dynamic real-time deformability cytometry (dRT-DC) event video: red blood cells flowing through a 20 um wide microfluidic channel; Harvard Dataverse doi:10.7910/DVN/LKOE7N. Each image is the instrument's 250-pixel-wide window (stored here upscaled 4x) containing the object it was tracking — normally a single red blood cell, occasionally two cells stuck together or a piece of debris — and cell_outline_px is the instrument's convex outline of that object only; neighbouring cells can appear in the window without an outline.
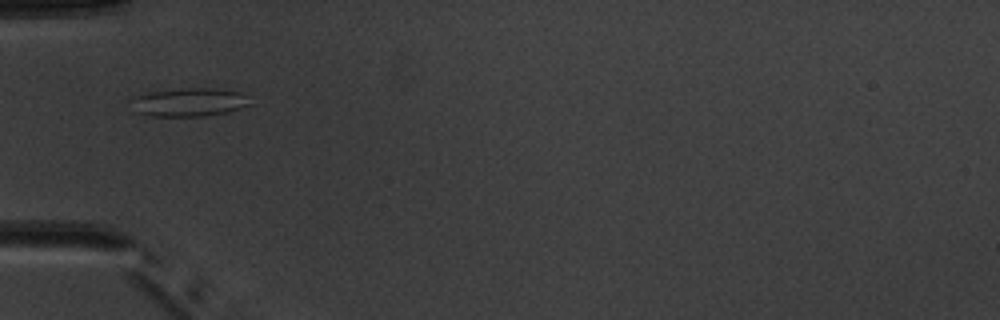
{"species": "common noctule bat (a hibernating species)", "species_latin": "Nyctalus noctula", "temperature_condition": "warm", "stored_images_in_passage": 4, "camera_frame_rate_fps": 3000, "um_per_image_px": 0.085, "animal": {"sex": "male", "body_mass_g": 20.1, "forearm_length_mm": 53.5}, "frame": {"image": 1, "passage_image": 1, "time_ms": 0.0, "image_size_px": [1000, 320], "cell_outline_px": [[252, 104], [228, 112], [204, 116], [152, 116], [136, 112], [132, 100], [136, 96], [152, 92], [188, 88], [216, 88], [240, 92]], "centroid_in_image_um": [16.11, 8.69], "position_along_channel_um": 68.9, "area_um2": 19.31}}
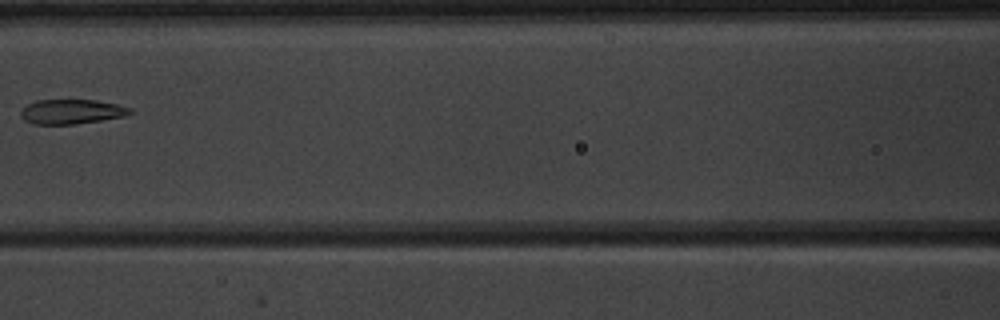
{"frame": {"image": 2, "passage_image": 3, "time_ms": 2.333, "image_size_px": [1000, 320], "cell_outline_px": [[132, 112], [124, 116], [76, 124], [32, 124], [24, 120], [20, 116], [20, 112], [28, 104], [36, 100], [96, 100], [116, 104], [132, 108]], "centroid_in_image_um": [6.06, 9.49], "position_along_channel_um": 160.5, "area_um2": 15.61}}
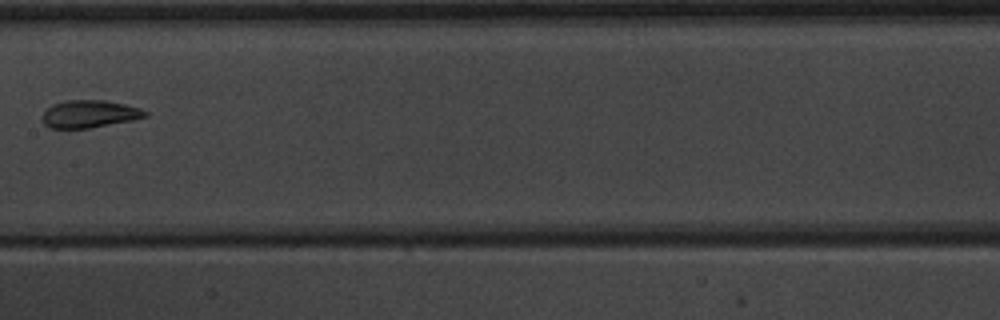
{"frame": {"image": 3, "passage_image": 4, "time_ms": 3.333, "image_size_px": [1000, 320], "cell_outline_px": [[148, 116], [132, 120], [88, 128], [48, 128], [44, 124], [40, 116], [52, 104], [68, 100], [104, 100], [124, 104], [140, 108], [148, 112]], "centroid_in_image_um": [7.58, 9.68], "position_along_channel_um": 199.8, "area_um2": 16.47}}